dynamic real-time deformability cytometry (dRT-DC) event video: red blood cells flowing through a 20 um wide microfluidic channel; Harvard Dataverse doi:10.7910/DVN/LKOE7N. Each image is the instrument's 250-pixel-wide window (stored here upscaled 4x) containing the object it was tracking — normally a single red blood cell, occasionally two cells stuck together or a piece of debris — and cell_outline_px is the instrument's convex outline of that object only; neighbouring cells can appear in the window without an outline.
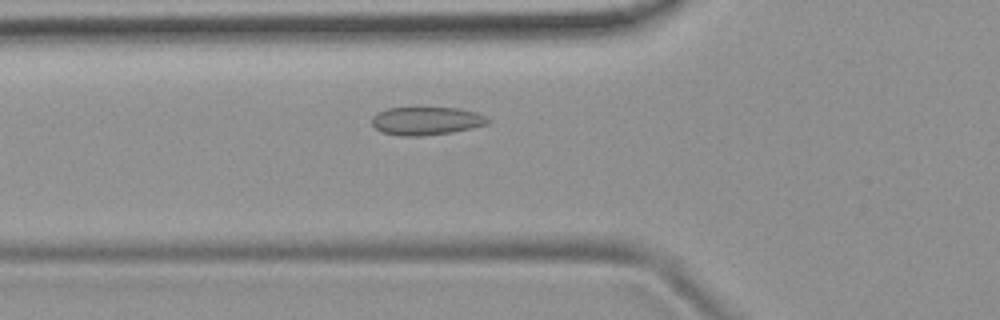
{"species": "common noctule bat (a hibernating species)", "species_latin": "Nyctalus noctula", "temperature_condition": "room temperature", "stored_images_in_passage": 5, "camera_frame_rate_fps": 3000, "um_per_image_px": 0.085, "animal": {"sex": "female", "body_mass_g": 19.9}, "frame": {"image": 1, "passage_image": 5, "time_ms": 5.667, "image_size_px": [1000, 320], "cell_outline_px": [[492, 120], [488, 124], [472, 128], [452, 132], [420, 136], [400, 136], [380, 132], [372, 124], [372, 116], [376, 112], [388, 108], [460, 108], [476, 112]], "centroid_in_image_um": [36.23, 10.28], "position_along_channel_um": 89.6, "area_um2": 19.13}}